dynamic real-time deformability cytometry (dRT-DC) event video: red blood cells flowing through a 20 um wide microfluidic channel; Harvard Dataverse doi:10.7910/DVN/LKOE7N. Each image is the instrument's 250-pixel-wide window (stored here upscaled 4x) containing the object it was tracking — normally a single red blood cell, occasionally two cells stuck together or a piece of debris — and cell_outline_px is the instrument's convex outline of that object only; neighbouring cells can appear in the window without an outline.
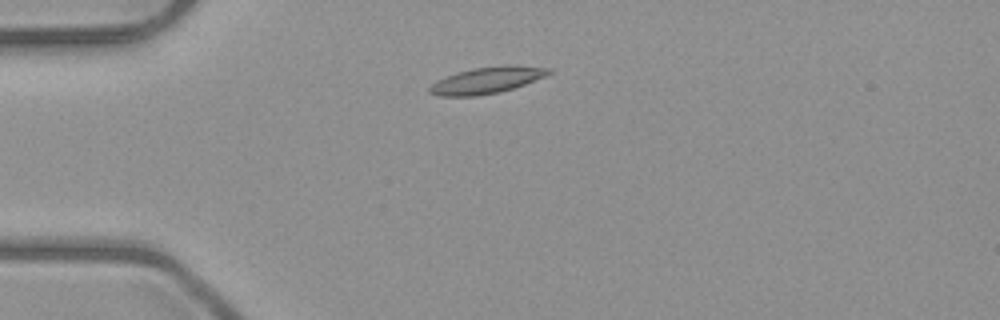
{"species": "common noctule bat (a hibernating species)", "species_latin": "Nyctalus noctula", "temperature_condition": "room temperature", "stored_images_in_passage": 4, "camera_frame_rate_fps": 3000, "um_per_image_px": 0.085, "animal": {"sex": "male", "body_mass_g": 23.1, "forearm_length_mm": 52.7}, "frame": {"image": 1, "passage_image": 1, "time_ms": 0.0, "image_size_px": [1000, 320], "cell_outline_px": [[552, 72], [544, 76], [524, 84], [500, 92], [476, 96], [440, 96], [428, 92], [428, 88], [436, 80], [456, 72], [472, 68], [504, 64], [516, 64], [552, 68]], "centroid_in_image_um": [41.38, 6.79], "position_along_channel_um": 43.6, "area_um2": 18.61}}
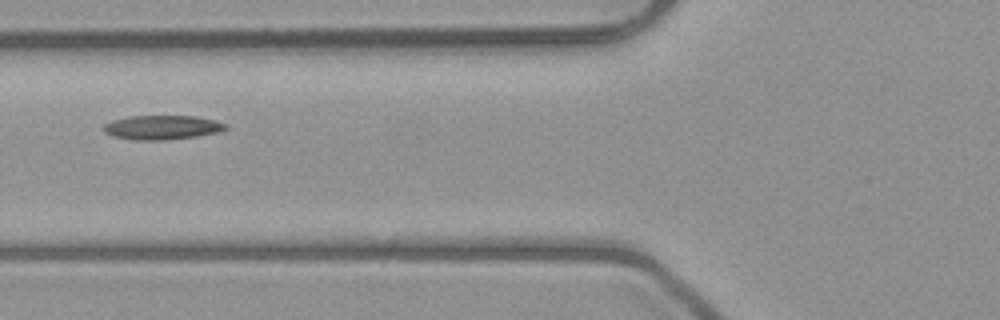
{"frame": {"image": 2, "passage_image": 3, "time_ms": 2.333, "image_size_px": [1000, 320], "cell_outline_px": [[228, 128], [216, 132], [196, 136], [164, 140], [132, 140], [112, 136], [104, 132], [100, 128], [104, 124], [112, 120], [128, 116], [196, 116], [216, 120], [228, 124]], "centroid_in_image_um": [13.73, 10.82], "position_along_channel_um": 112.1, "area_um2": 17.4}}
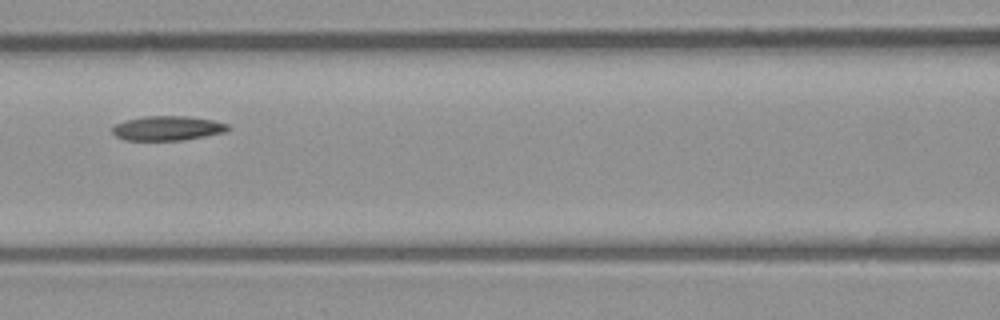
{"frame": {"image": 3, "passage_image": 4, "time_ms": 3.333, "image_size_px": [1000, 320], "cell_outline_px": [[232, 128], [224, 132], [184, 140], [124, 140], [116, 136], [112, 132], [112, 124], [124, 120], [144, 116], [188, 116], [216, 120], [228, 124]], "centroid_in_image_um": [14.23, 10.89], "position_along_channel_um": 152.4, "area_um2": 16.76}}